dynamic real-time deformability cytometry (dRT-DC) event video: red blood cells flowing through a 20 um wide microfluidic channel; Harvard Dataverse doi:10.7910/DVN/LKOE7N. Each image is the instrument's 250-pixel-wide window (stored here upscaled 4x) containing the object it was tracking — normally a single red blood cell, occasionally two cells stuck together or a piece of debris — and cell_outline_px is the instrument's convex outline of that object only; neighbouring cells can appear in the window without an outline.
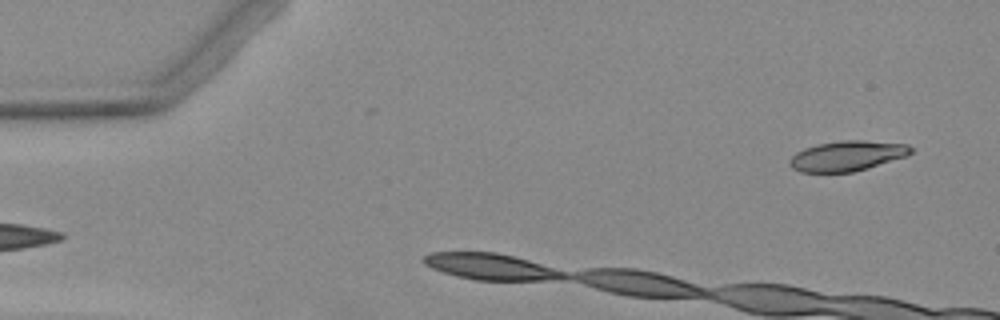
{"species": "Egyptian fruit bat (a non-hibernating species)", "species_latin": "Rousettus aegyptiacus", "temperature_condition": "warm", "stored_images_in_passage": 3, "camera_frame_rate_fps": 3000, "um_per_image_px": 0.085, "animal": {"sex": "female"}, "frame": {"image": 1, "passage_image": 3, "time_ms": 2.333, "image_size_px": [1000, 320], "cell_outline_px": [[912, 152], [904, 156], [868, 168], [852, 172], [800, 172], [792, 168], [788, 164], [788, 160], [796, 152], [804, 148], [816, 144], [840, 140], [864, 140], [908, 144], [912, 148]], "centroid_in_image_um": [71.95, 13.24], "position_along_channel_um": 13.0, "area_um2": 21.33}}